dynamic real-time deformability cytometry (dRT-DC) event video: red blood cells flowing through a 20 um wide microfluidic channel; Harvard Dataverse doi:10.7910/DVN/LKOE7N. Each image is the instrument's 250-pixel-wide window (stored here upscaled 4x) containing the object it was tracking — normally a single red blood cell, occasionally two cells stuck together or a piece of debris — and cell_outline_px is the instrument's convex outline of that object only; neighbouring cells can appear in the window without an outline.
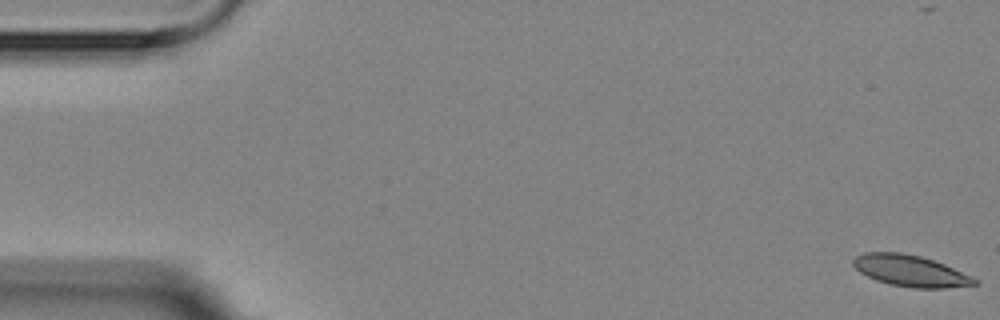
{"species": "Egyptian fruit bat (a non-hibernating species)", "species_latin": "Rousettus aegyptiacus", "temperature_condition": "room temperature", "stored_images_in_passage": 7, "camera_frame_rate_fps": 3000, "um_per_image_px": 0.085, "animal": {"sex": "female"}, "frame": {"image": 1, "passage_image": 1, "time_ms": 0.0, "image_size_px": [1000, 320], "cell_outline_px": [[980, 284], [948, 288], [912, 288], [888, 284], [876, 280], [860, 272], [852, 264], [852, 260], [856, 256], [864, 252], [900, 252], [920, 256], [944, 264], [972, 276], [980, 280]], "centroid_in_image_um": [77.41, 23.03], "position_along_channel_um": 7.6, "area_um2": 22.31}}
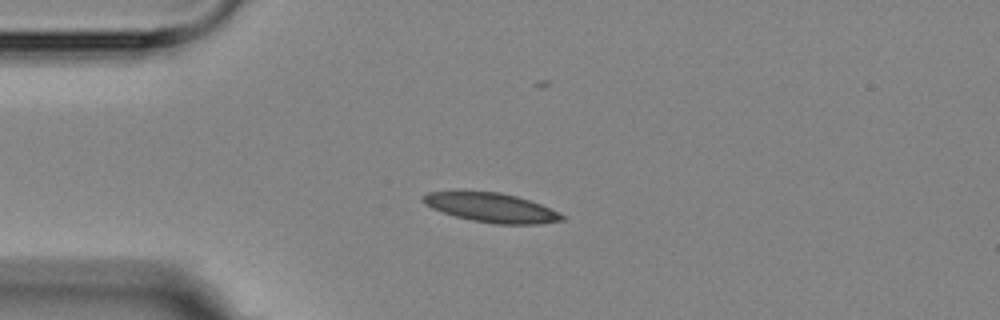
{"frame": {"image": 2, "passage_image": 5, "time_ms": 4.333, "image_size_px": [1000, 320], "cell_outline_px": [[564, 220], [540, 224], [496, 224], [472, 220], [456, 216], [432, 208], [424, 204], [424, 196], [428, 192], [500, 192], [516, 196], [540, 204], [564, 216]], "centroid_in_image_um": [41.79, 17.66], "position_along_channel_um": 43.2, "area_um2": 23.06}}
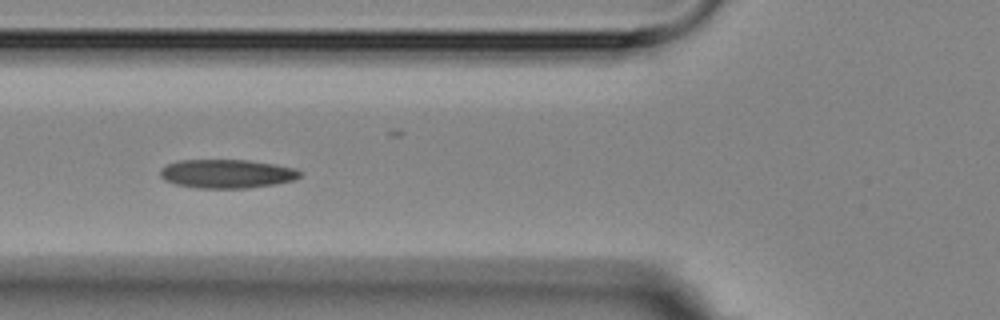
{"frame": {"image": 3, "passage_image": 7, "time_ms": 6.667, "image_size_px": [1000, 320], "cell_outline_px": [[300, 176], [296, 180], [276, 184], [248, 188], [196, 188], [176, 184], [164, 180], [160, 176], [160, 168], [168, 164], [180, 160], [248, 160], [296, 168], [300, 172]], "centroid_in_image_um": [19.28, 14.77], "position_along_channel_um": 106.5, "area_um2": 23.47}}